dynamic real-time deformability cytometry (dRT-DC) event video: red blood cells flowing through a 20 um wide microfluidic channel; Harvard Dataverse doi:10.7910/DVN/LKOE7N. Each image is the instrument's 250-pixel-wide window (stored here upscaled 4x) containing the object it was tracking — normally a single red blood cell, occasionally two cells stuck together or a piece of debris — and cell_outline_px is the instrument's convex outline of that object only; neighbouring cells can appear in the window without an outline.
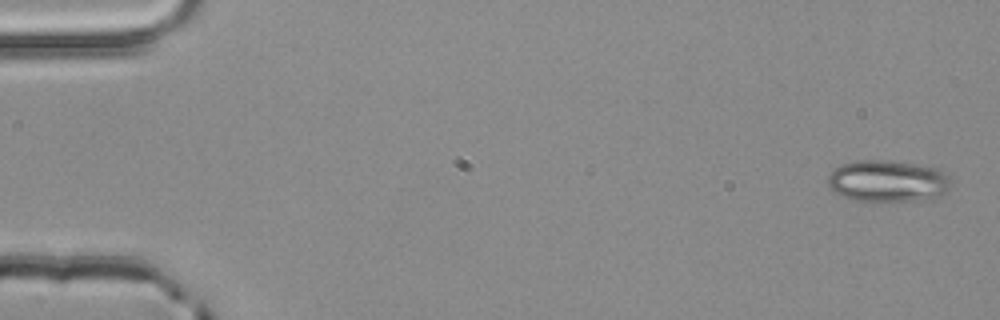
{"species": "common noctule bat (a hibernating species)", "species_latin": "Nyctalus noctula", "temperature_condition": "room temperature", "stored_images_in_passage": 4, "camera_frame_rate_fps": 3000, "um_per_image_px": 0.085, "animal": {"sex": "male", "body_mass_g": 20.4}, "frame": {"image": 1, "passage_image": 1, "time_ms": 0.0, "image_size_px": [1000, 320], "cell_outline_px": [[948, 188], [940, 196], [932, 200], [876, 204], [852, 200], [836, 192], [828, 184], [828, 176], [840, 164], [856, 160], [884, 160], [916, 164], [936, 168], [944, 172], [948, 184]], "centroid_in_image_um": [75.43, 15.44], "position_along_channel_um": 9.6, "area_um2": 30.58}}